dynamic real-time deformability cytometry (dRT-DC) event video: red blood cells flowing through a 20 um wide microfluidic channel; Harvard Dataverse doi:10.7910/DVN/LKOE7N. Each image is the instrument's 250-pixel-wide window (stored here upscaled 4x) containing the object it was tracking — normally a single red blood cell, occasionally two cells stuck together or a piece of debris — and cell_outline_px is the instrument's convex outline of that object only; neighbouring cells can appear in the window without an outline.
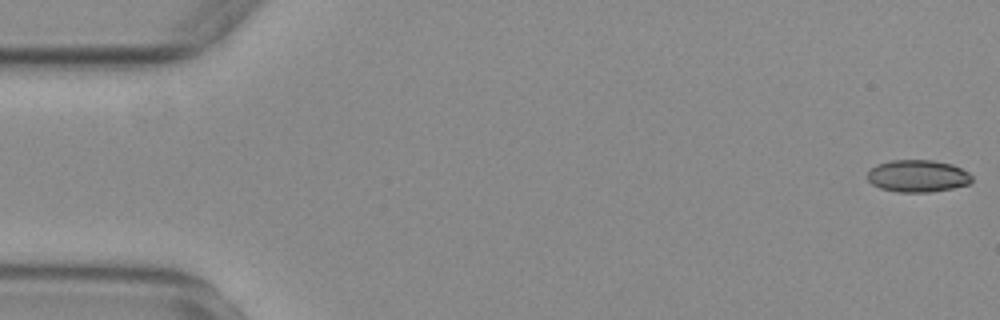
{"species": "common noctule bat (a hibernating species)", "species_latin": "Nyctalus noctula", "temperature_condition": "warm", "stored_images_in_passage": 35, "camera_frame_rate_fps": 3000, "um_per_image_px": 0.085, "animal": {"sex": "female", "body_mass_g": 29.2, "forearm_length_mm": 56.3}, "frame": {"image": 1, "passage_image": 1, "time_ms": 0.0, "image_size_px": [1000, 320], "cell_outline_px": [[972, 180], [968, 184], [952, 188], [928, 192], [896, 192], [880, 188], [872, 184], [868, 180], [868, 172], [876, 164], [888, 160], [932, 160], [952, 164], [968, 172], [972, 176]], "centroid_in_image_um": [77.98, 14.95], "position_along_channel_um": 7.0, "area_um2": 19.59}}
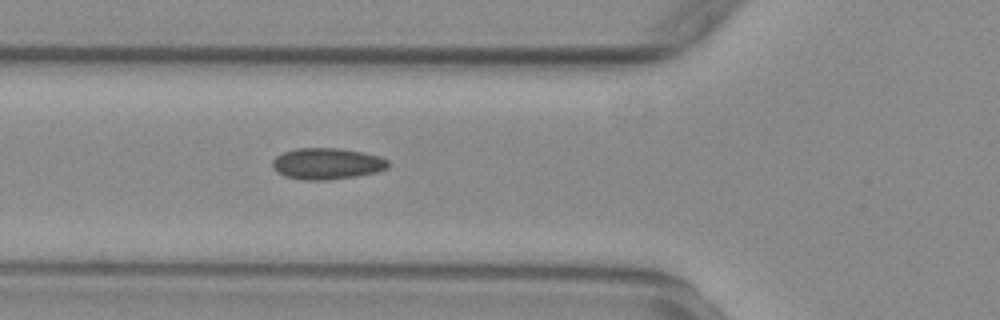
{"frame": {"image": 2, "passage_image": 20, "time_ms": 6.333, "image_size_px": [1000, 320], "cell_outline_px": [[388, 168], [376, 172], [356, 176], [328, 180], [300, 180], [284, 176], [276, 172], [272, 168], [272, 160], [276, 156], [284, 152], [296, 148], [340, 148], [364, 152], [380, 156], [388, 160]], "centroid_in_image_um": [27.77, 13.91], "position_along_channel_um": 98.0, "area_um2": 21.39}}
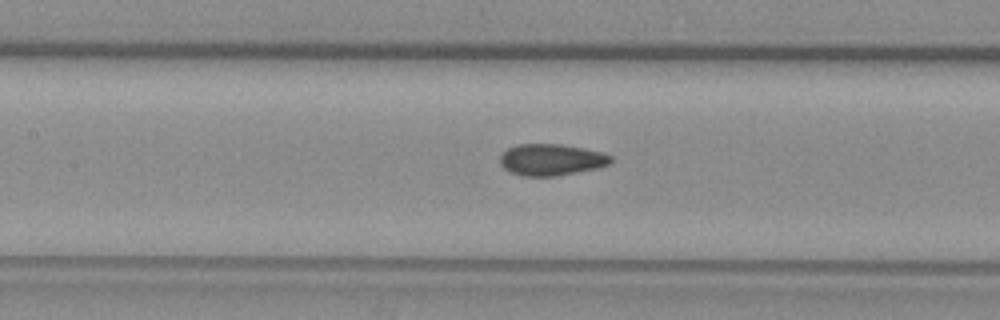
{"frame": {"image": 3, "passage_image": 25, "time_ms": 8.0, "image_size_px": [1000, 320], "cell_outline_px": [[612, 160], [608, 164], [596, 168], [556, 176], [524, 176], [512, 172], [504, 168], [500, 164], [500, 156], [508, 148], [520, 144], [560, 144], [584, 148], [600, 152], [612, 156]], "centroid_in_image_um": [46.85, 13.57], "position_along_channel_um": 160.6, "area_um2": 20.11}}